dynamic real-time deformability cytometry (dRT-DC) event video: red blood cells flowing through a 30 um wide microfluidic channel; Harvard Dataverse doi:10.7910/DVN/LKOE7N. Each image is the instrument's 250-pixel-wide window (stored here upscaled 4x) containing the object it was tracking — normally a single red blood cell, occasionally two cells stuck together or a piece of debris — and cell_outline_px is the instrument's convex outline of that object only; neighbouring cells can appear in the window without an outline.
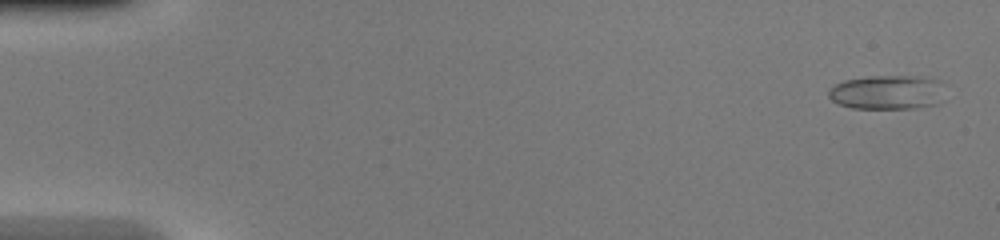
{"species": "common noctule bat (a hibernating species)", "species_latin": "Nyctalus noctula", "temperature_condition": "warm", "stored_images_in_passage": 48, "camera_frame_rate_fps": 3000, "um_per_image_px": 0.085, "animal": {"sex": "female", "body_mass_g": 20.0, "forearm_length_mm": 54.0}, "frame": {"image": 1, "passage_image": 2, "time_ms": 0.333, "image_size_px": [1000, 240], "cell_outline_px": [[944, 100], [940, 104], [916, 108], [852, 108], [840, 104], [832, 100], [828, 96], [828, 88], [844, 80], [868, 76], [920, 76], [940, 80]], "centroid_in_image_um": [75.45, 7.84], "position_along_channel_um": 9.6, "area_um2": 23.52}}
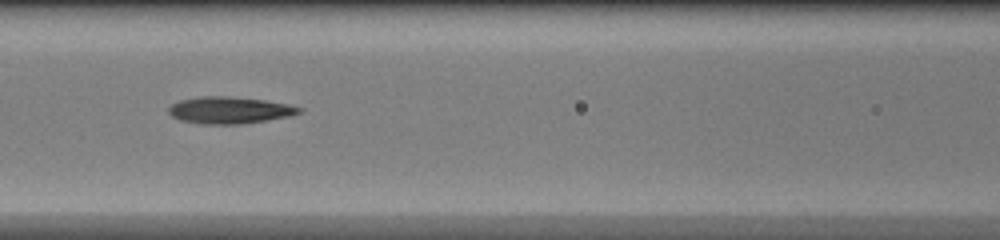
{"frame": {"image": 2, "passage_image": 22, "time_ms": 7.0, "image_size_px": [1000, 240], "cell_outline_px": [[304, 112], [292, 116], [268, 120], [240, 124], [200, 124], [180, 120], [172, 116], [168, 112], [168, 108], [172, 104], [180, 100], [200, 96], [228, 96], [264, 100], [288, 104], [304, 108]], "centroid_in_image_um": [19.55, 9.37], "position_along_channel_um": 147.0, "area_um2": 20.63}}
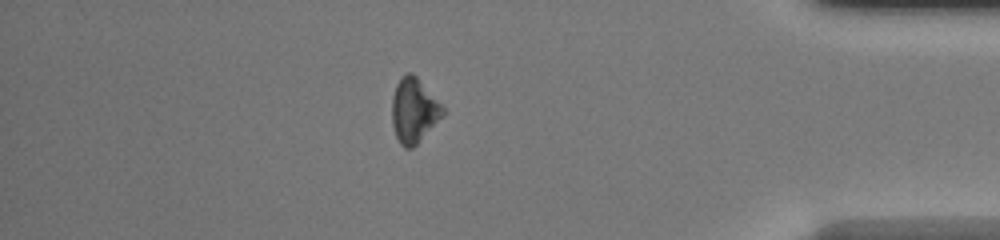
{"frame": {"image": 3, "passage_image": 42, "time_ms": 13.667, "image_size_px": [1000, 240], "cell_outline_px": [[444, 116], [412, 148], [404, 148], [400, 144], [396, 136], [392, 124], [392, 96], [396, 84], [400, 76], [408, 72], [412, 72], [416, 76], [444, 108]], "centroid_in_image_um": [35.16, 9.38], "position_along_channel_um": 400.0, "area_um2": 19.07}, "authors_computed_cell_mechanics": {"area_um2": 20.0566, "velocity_mm_per_s": 4.3102, "shape_relaxation_time_tau1_ms": 5.1962, "shape_relaxation_time_tau2_ms": null, "deformation_change_tau1": 0.1836, "deformation_change_tau2": null}}